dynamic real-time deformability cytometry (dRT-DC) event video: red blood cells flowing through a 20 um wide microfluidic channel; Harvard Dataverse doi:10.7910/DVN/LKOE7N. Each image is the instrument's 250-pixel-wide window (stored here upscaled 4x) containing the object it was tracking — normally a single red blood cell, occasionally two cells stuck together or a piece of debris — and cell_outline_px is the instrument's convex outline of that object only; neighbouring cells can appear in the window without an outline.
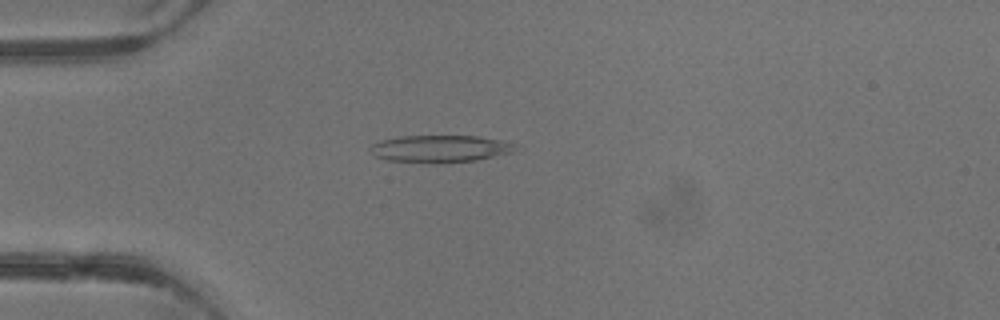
{"species": "common noctule bat (a hibernating species)", "species_latin": "Nyctalus noctula", "temperature_condition": "warm", "stored_images_in_passage": 3, "camera_frame_rate_fps": 3000, "um_per_image_px": 0.085, "animal": {"sex": "male", "body_mass_g": 13.3}, "frame": {"image": 1, "passage_image": 3, "time_ms": 2.333, "image_size_px": [1000, 320], "cell_outline_px": [[516, 144], [512, 152], [476, 160], [440, 164], [432, 164], [388, 160], [376, 156], [368, 148], [372, 144], [380, 140], [400, 136], [480, 136], [504, 140]], "centroid_in_image_um": [37.39, 12.65], "position_along_channel_um": 47.6, "area_um2": 23.24}}